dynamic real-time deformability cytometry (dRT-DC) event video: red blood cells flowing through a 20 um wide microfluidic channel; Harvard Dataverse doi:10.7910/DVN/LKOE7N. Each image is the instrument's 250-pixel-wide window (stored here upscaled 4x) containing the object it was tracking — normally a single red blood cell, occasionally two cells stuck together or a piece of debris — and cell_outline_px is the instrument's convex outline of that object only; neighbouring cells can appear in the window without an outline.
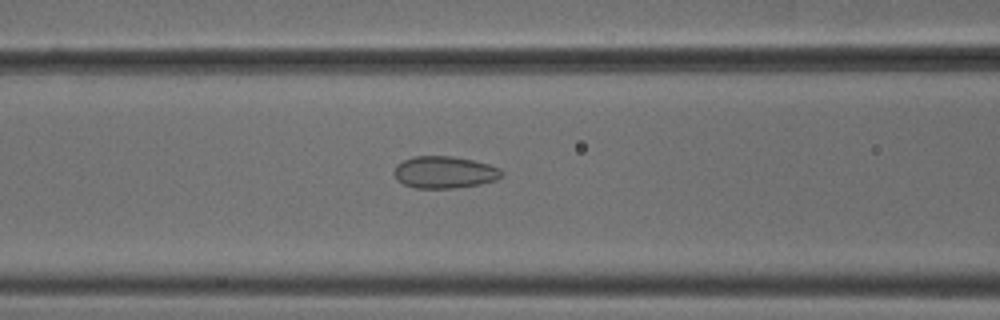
{"species": "common noctule bat (a hibernating species)", "species_latin": "Nyctalus noctula", "temperature_condition": "cold", "stored_images_in_passage": 26, "camera_frame_rate_fps": 3000, "um_per_image_px": 0.085, "animal": {"sex": "male", "body_mass_g": 18.8}, "frame": {"image": 1, "passage_image": 12, "time_ms": 3.667, "image_size_px": [1000, 320], "cell_outline_px": [[504, 176], [496, 180], [480, 184], [456, 188], [416, 188], [404, 184], [396, 180], [392, 172], [396, 164], [412, 156], [452, 156], [472, 160], [488, 164], [500, 168], [504, 172]], "centroid_in_image_um": [37.77, 14.64], "position_along_channel_um": 128.8, "area_um2": 20.35}}
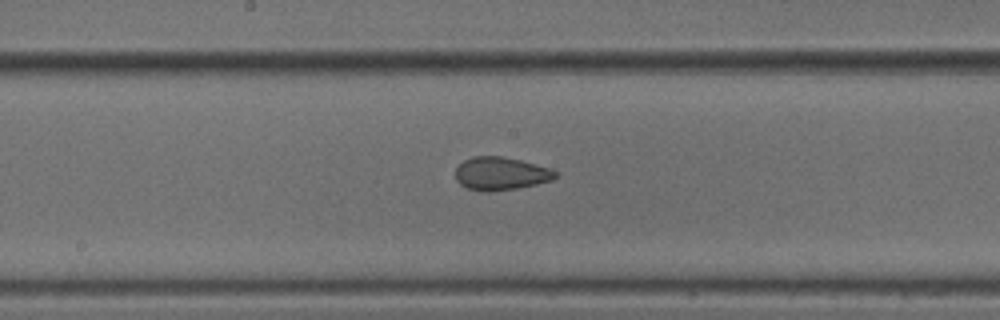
{"frame": {"image": 2, "passage_image": 18, "time_ms": 5.667, "image_size_px": [1000, 320], "cell_outline_px": [[556, 176], [552, 180], [536, 184], [516, 188], [492, 192], [484, 192], [468, 188], [460, 184], [456, 180], [456, 168], [464, 160], [472, 156], [500, 156], [520, 160], [548, 168], [556, 172]], "centroid_in_image_um": [42.52, 14.76], "position_along_channel_um": 205.7, "area_um2": 19.07}}
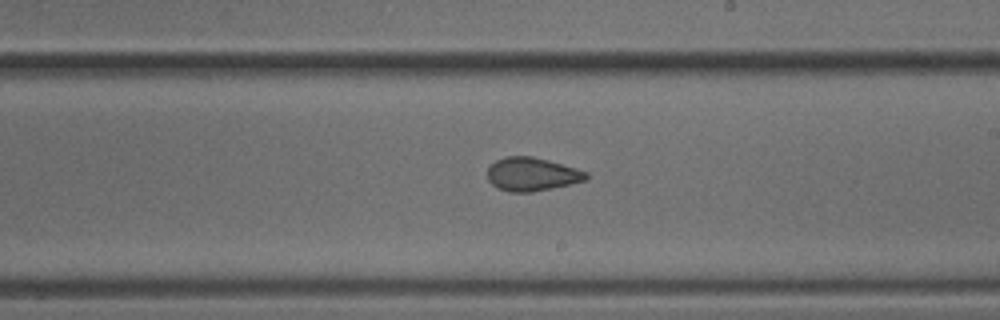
{"frame": {"image": 3, "passage_image": 21, "time_ms": 6.667, "image_size_px": [1000, 320], "cell_outline_px": [[588, 176], [584, 180], [552, 188], [532, 192], [508, 192], [496, 188], [488, 180], [488, 168], [496, 160], [504, 156], [532, 156], [548, 160], [576, 168], [588, 172]], "centroid_in_image_um": [45.18, 14.81], "position_along_channel_um": 243.8, "area_um2": 19.19}}